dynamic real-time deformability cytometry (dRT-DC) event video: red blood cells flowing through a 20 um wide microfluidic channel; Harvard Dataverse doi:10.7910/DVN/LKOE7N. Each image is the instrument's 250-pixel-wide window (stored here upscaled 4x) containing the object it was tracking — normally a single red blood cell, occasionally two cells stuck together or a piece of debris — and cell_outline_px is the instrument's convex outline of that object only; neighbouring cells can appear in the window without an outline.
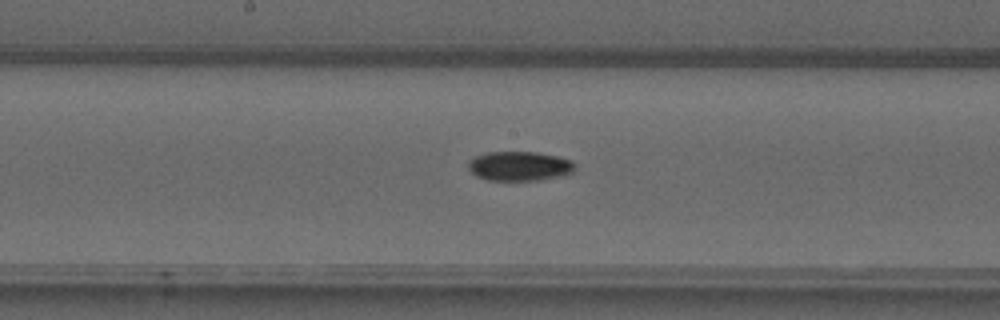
{"species": "common noctule bat (a hibernating species)", "species_latin": "Nyctalus noctula", "temperature_condition": "warm", "stored_images_in_passage": 39, "camera_frame_rate_fps": 3000, "um_per_image_px": 0.085, "animal": {"sex": "male", "forearm_length_mm": 52.5}, "frame": {"image": 1, "passage_image": 25, "time_ms": 8.0, "image_size_px": [1000, 320], "cell_outline_px": [[576, 168], [572, 172], [564, 176], [540, 180], [488, 180], [476, 176], [468, 168], [468, 160], [476, 156], [488, 152], [536, 152], [556, 156], [572, 160], [576, 164]], "centroid_in_image_um": [44.18, 14.12], "position_along_channel_um": 204.0, "area_um2": 18.44}}
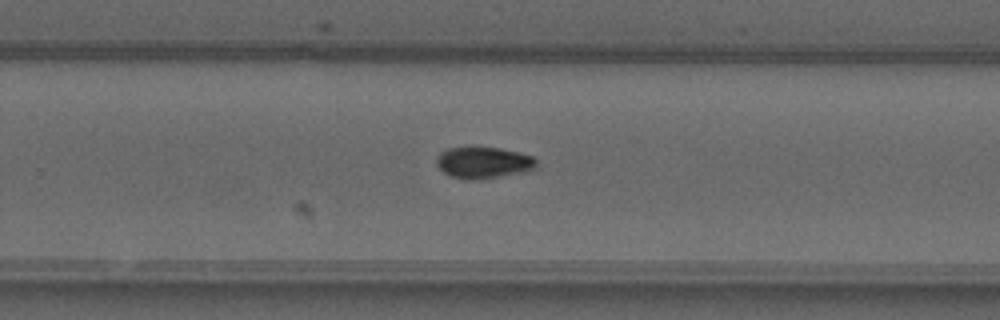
{"frame": {"image": 2, "passage_image": 31, "time_ms": 10.0, "image_size_px": [1000, 320], "cell_outline_px": [[536, 168], [528, 172], [476, 180], [468, 180], [448, 176], [436, 164], [436, 156], [440, 152], [448, 148], [468, 144], [500, 148], [532, 156], [536, 160]], "centroid_in_image_um": [41.05, 13.79], "position_along_channel_um": 288.8, "area_um2": 19.13}}
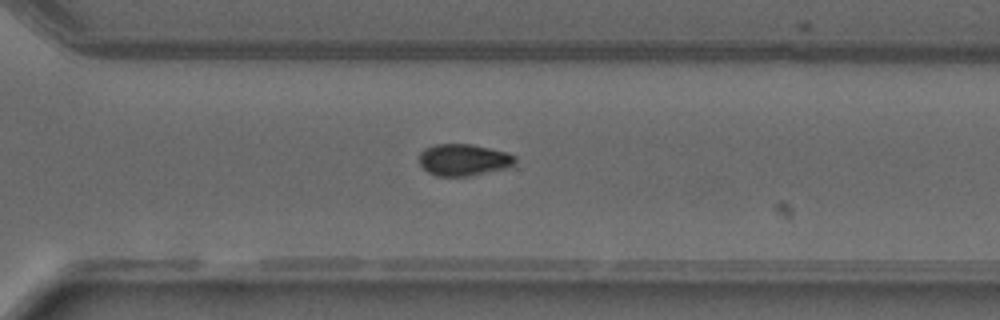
{"frame": {"image": 3, "passage_image": 34, "time_ms": 11.0, "image_size_px": [1000, 320], "cell_outline_px": [[516, 164], [512, 168], [468, 176], [436, 176], [428, 172], [420, 164], [420, 152], [424, 148], [432, 144], [472, 144], [508, 152], [516, 156]], "centroid_in_image_um": [39.46, 13.59], "position_along_channel_um": 331.1, "area_um2": 18.15}}